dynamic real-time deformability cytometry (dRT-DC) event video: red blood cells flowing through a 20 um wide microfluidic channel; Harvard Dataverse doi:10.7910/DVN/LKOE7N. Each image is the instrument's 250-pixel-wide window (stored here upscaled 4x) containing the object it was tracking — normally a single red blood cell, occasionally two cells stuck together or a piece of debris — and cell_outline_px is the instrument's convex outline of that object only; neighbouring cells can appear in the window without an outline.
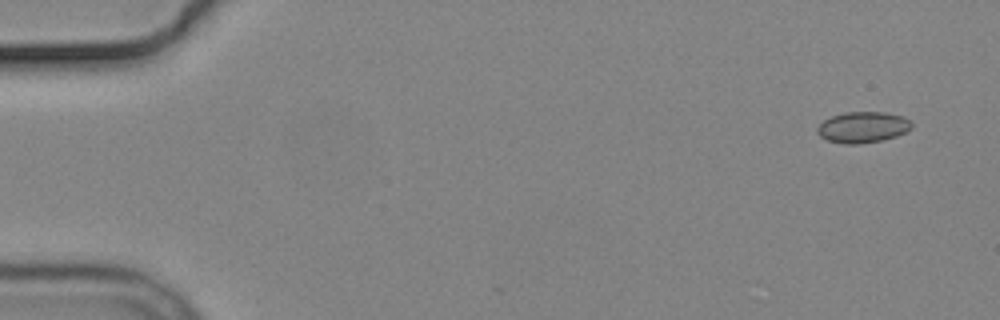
{"species": "common noctule bat (a hibernating species)", "species_latin": "Nyctalus noctula", "temperature_condition": "cold", "stored_images_in_passage": 5, "camera_frame_rate_fps": 3000, "um_per_image_px": 0.085, "animal": {"sex": "male", "body_mass_g": 19.2, "forearm_length_mm": 51.8}, "frame": {"image": 1, "passage_image": 1, "time_ms": 0.0, "image_size_px": [1000, 320], "cell_outline_px": [[912, 128], [896, 136], [880, 140], [856, 144], [844, 144], [828, 140], [820, 136], [816, 132], [816, 128], [824, 120], [832, 116], [844, 112], [884, 112], [904, 116], [912, 124]], "centroid_in_image_um": [73.32, 10.8], "position_along_channel_um": 11.7, "area_um2": 16.94}}
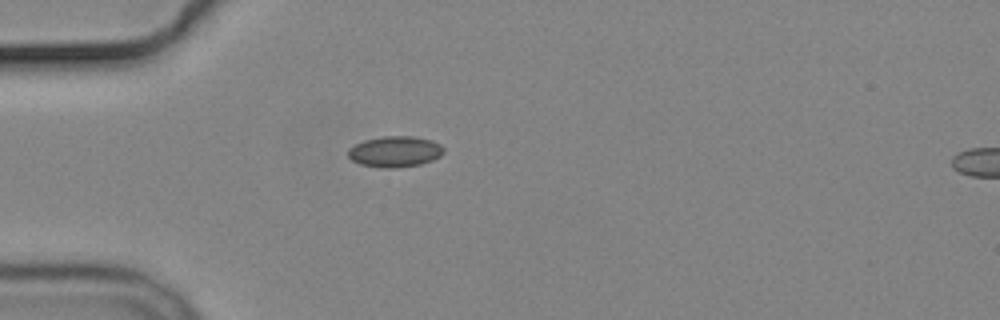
{"frame": {"image": 2, "passage_image": 4, "time_ms": 4.333, "image_size_px": [1000, 320], "cell_outline_px": [[444, 152], [440, 156], [432, 160], [420, 164], [396, 168], [380, 168], [360, 164], [352, 160], [348, 156], [348, 148], [364, 140], [380, 136], [412, 136], [432, 140], [440, 144], [444, 148]], "centroid_in_image_um": [33.57, 12.88], "position_along_channel_um": 51.4, "area_um2": 17.34}}